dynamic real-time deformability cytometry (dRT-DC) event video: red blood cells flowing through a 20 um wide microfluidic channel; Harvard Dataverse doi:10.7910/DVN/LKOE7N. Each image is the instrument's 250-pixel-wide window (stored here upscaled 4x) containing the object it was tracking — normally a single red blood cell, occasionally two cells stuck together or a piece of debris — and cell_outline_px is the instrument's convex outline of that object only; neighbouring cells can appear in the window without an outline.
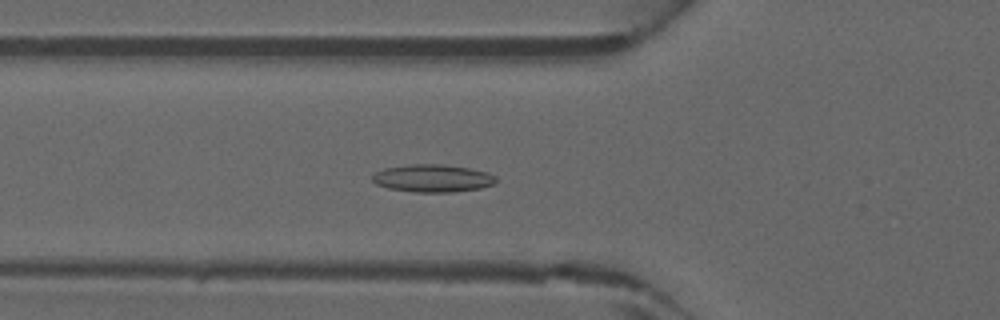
{"species": "common noctule bat (a hibernating species)", "species_latin": "Nyctalus noctula", "temperature_condition": "warm", "stored_images_in_passage": 45, "camera_frame_rate_fps": 3000, "um_per_image_px": 0.085, "animal": {"sex": "male", "forearm_length_mm": 52.5}, "frame": {"image": 1, "passage_image": 16, "time_ms": 5.0, "image_size_px": [1000, 320], "cell_outline_px": [[496, 180], [492, 184], [480, 188], [452, 192], [416, 192], [388, 188], [376, 184], [372, 180], [372, 176], [376, 172], [384, 168], [408, 164], [444, 164], [468, 168], [488, 172], [496, 176]], "centroid_in_image_um": [36.76, 15.14], "position_along_channel_um": 89.0, "area_um2": 19.88}}
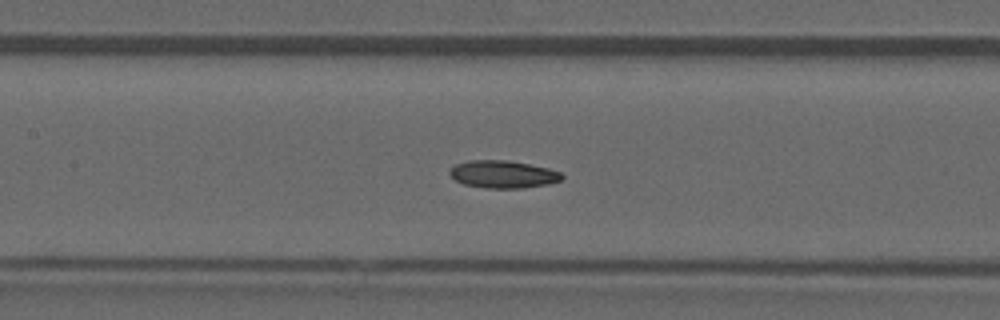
{"frame": {"image": 2, "passage_image": 21, "time_ms": 6.667, "image_size_px": [1000, 320], "cell_outline_px": [[564, 176], [560, 180], [548, 184], [520, 188], [484, 188], [464, 184], [456, 180], [448, 172], [456, 164], [468, 160], [508, 160], [548, 168], [560, 172]], "centroid_in_image_um": [42.75, 14.81], "position_along_channel_um": 164.7, "area_um2": 17.86}}
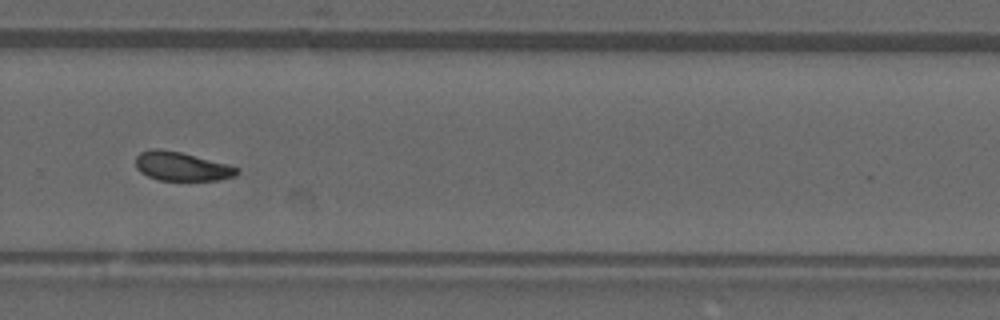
{"frame": {"image": 3, "passage_image": 31, "time_ms": 10.0, "image_size_px": [1000, 320], "cell_outline_px": [[240, 172], [236, 176], [220, 180], [160, 180], [148, 176], [140, 172], [136, 168], [136, 156], [140, 152], [152, 148], [160, 148], [180, 152], [228, 164], [240, 168]], "centroid_in_image_um": [15.45, 14.14], "position_along_channel_um": 314.3, "area_um2": 17.17}}